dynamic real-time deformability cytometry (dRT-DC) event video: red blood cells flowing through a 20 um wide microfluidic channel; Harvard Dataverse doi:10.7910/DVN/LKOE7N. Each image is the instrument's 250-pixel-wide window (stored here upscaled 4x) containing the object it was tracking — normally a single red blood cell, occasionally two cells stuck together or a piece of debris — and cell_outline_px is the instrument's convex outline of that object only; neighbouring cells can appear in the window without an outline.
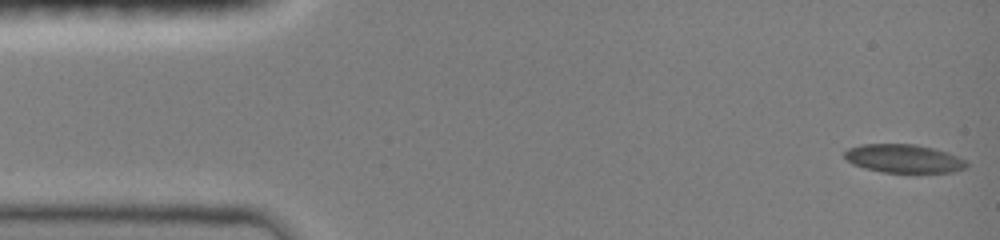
{"species": "common noctule bat (a hibernating species)", "species_latin": "Nyctalus noctula", "temperature_condition": "room temperature", "stored_images_in_passage": 48, "camera_frame_rate_fps": 3000, "um_per_image_px": 0.085, "animal": {"sex": "female", "body_mass_g": 19.0, "forearm_length_mm": 51.5}, "frame": {"image": 1, "passage_image": 1, "time_ms": 0.0, "image_size_px": [1000, 240], "cell_outline_px": [[968, 168], [952, 172], [884, 172], [864, 168], [852, 164], [844, 156], [844, 152], [848, 148], [860, 144], [916, 144], [948, 152], [964, 160], [968, 164]], "centroid_in_image_um": [76.81, 13.47], "position_along_channel_um": 8.2, "area_um2": 20.17}}
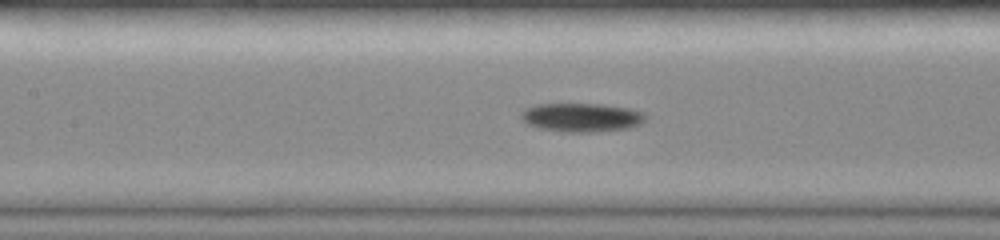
{"frame": {"image": 2, "passage_image": 21, "time_ms": 6.667, "image_size_px": [1000, 240], "cell_outline_px": [[648, 116], [640, 124], [628, 128], [596, 132], [564, 132], [540, 128], [528, 124], [520, 116], [520, 112], [524, 108], [536, 104], [604, 104], [632, 108], [644, 112]], "centroid_in_image_um": [49.46, 9.97], "position_along_channel_um": 157.9, "area_um2": 21.1}}
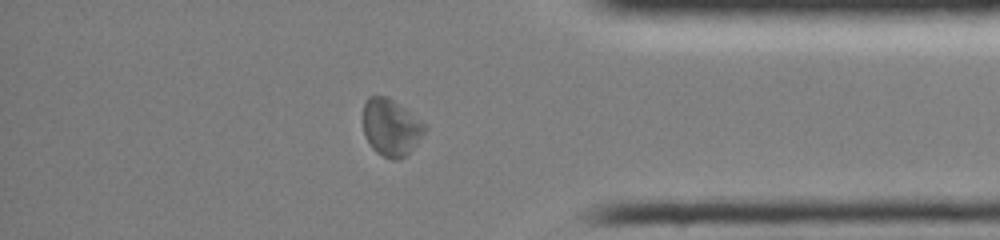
{"frame": {"image": 3, "passage_image": 40, "time_ms": 13.0, "image_size_px": [1000, 240], "cell_outline_px": [[428, 128], [408, 152], [404, 156], [396, 160], [384, 156], [376, 152], [372, 148], [364, 136], [364, 104], [368, 96], [384, 96], [392, 100], [412, 112], [428, 124]], "centroid_in_image_um": [33.25, 10.81], "position_along_channel_um": 402.0, "area_um2": 20.35}, "authors_computed_cell_mechanics": {"area_um2": 20.1722, "velocity_mm_per_s": 3.9896, "shape_relaxation_time_tau1_ms": 4.252, "shape_relaxation_time_tau2_ms": null, "deformation_change_tau1": 0.1315, "deformation_change_tau2": null}}